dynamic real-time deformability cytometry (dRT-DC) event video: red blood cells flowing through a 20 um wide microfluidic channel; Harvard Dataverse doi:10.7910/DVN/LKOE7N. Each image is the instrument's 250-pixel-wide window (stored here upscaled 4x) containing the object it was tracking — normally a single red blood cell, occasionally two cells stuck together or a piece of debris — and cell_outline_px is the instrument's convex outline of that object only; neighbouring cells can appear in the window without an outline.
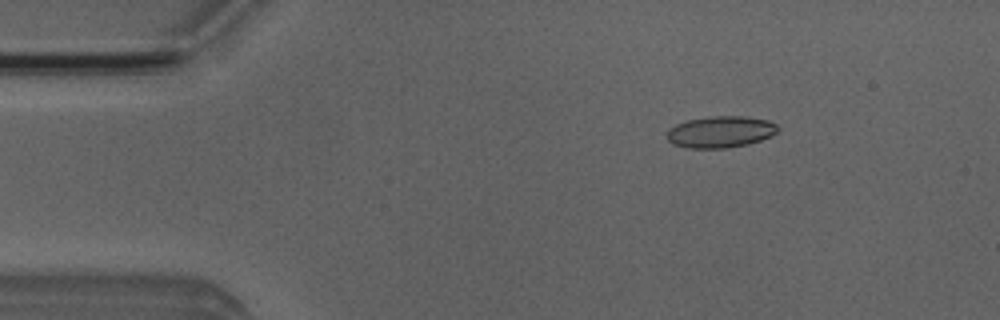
{"species": "Egyptian fruit bat (a non-hibernating species)", "species_latin": "Rousettus aegyptiacus", "temperature_condition": "room temperature", "stored_images_in_passage": 51, "camera_frame_rate_fps": 3000, "um_per_image_px": 0.085, "animal": {"sex": "male"}, "frame": {"image": 1, "passage_image": 7, "time_ms": 2.0, "image_size_px": [1000, 320], "cell_outline_px": [[780, 128], [772, 136], [748, 144], [728, 148], [688, 148], [672, 144], [668, 140], [668, 128], [676, 124], [688, 120], [708, 116], [744, 116], [768, 120], [776, 124]], "centroid_in_image_um": [61.25, 11.21], "position_along_channel_um": 23.7, "area_um2": 20.52}}
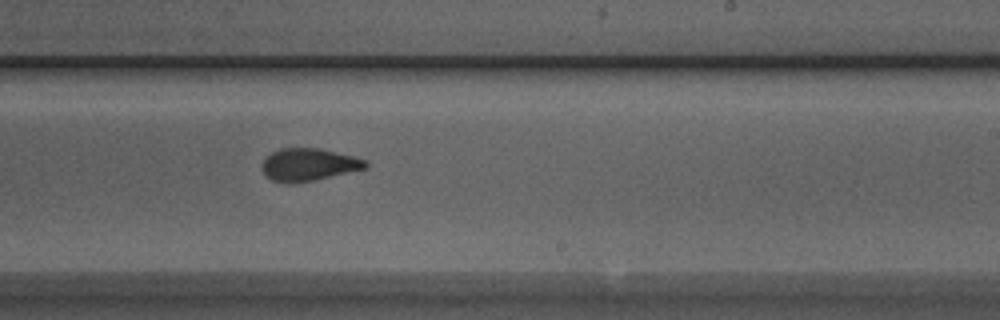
{"frame": {"image": 2, "passage_image": 30, "time_ms": 9.667, "image_size_px": [1000, 320], "cell_outline_px": [[368, 168], [312, 180], [292, 184], [288, 184], [272, 180], [264, 176], [260, 168], [264, 160], [272, 152], [280, 148], [320, 148], [352, 156], [364, 160], [368, 164]], "centroid_in_image_um": [26.18, 14.0], "position_along_channel_um": 262.8, "area_um2": 19.59}}
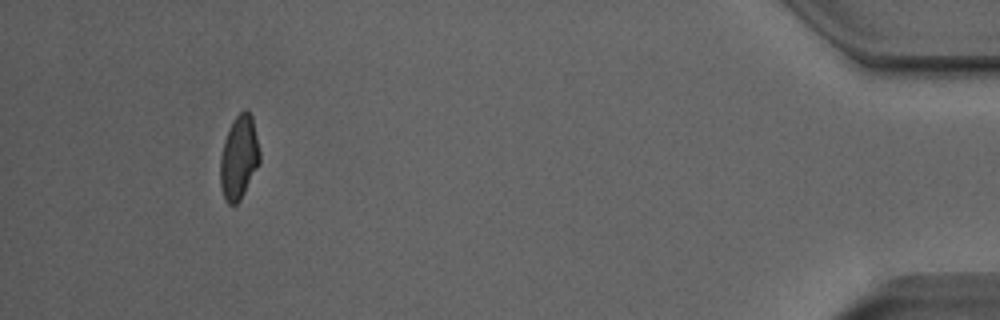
{"frame": {"image": 3, "passage_image": 47, "time_ms": 15.333, "image_size_px": [1000, 320], "cell_outline_px": [[260, 160], [240, 200], [236, 204], [228, 204], [224, 200], [220, 184], [220, 156], [224, 140], [236, 116], [244, 108], [252, 116], [260, 152]], "centroid_in_image_um": [20.29, 13.4], "position_along_channel_um": 414.9, "area_um2": 18.96}, "authors_computed_cell_mechanics": {"area_um2": 19.8832, "velocity_mm_per_s": 3.9894, "shape_relaxation_time_tau1_ms": 10.2632, "shape_relaxation_time_tau2_ms": 1.3688, "deformation_change_tau1": 0.2184, "deformation_change_tau2": 0.0688}}